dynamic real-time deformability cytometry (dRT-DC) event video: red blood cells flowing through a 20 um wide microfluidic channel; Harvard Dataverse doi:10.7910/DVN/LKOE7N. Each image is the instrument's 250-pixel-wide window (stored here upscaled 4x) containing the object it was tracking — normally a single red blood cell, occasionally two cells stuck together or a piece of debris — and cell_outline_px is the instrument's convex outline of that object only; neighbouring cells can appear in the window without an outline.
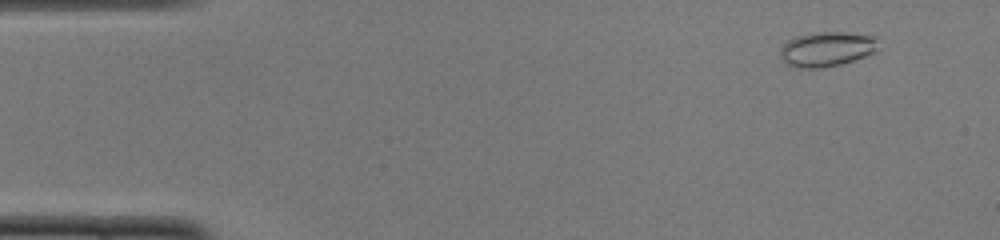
{"species": "common noctule bat (a hibernating species)", "species_latin": "Nyctalus noctula", "temperature_condition": "cold", "stored_images_in_passage": 50, "camera_frame_rate_fps": 3000, "um_per_image_px": 0.085, "animal": {"sex": "female", "body_mass_g": 22.0, "forearm_length_mm": 56.7}, "frame": {"image": 1, "passage_image": 4, "time_ms": 1.0, "image_size_px": [1000, 240], "cell_outline_px": [[876, 52], [840, 64], [820, 68], [796, 68], [784, 64], [780, 60], [780, 48], [788, 40], [796, 36], [812, 32], [844, 32], [876, 36]], "centroid_in_image_um": [70.2, 4.17], "position_along_channel_um": 14.8, "area_um2": 20.0}}
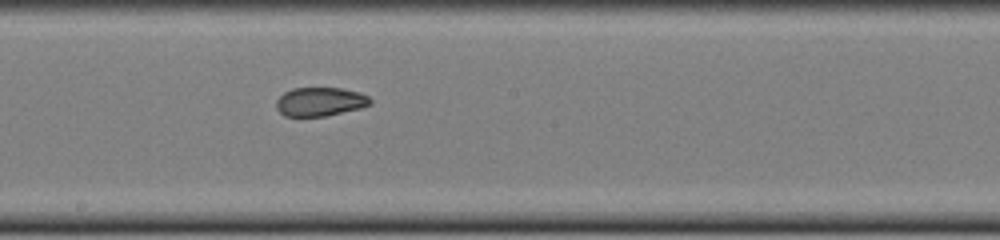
{"frame": {"image": 2, "passage_image": 27, "time_ms": 8.667, "image_size_px": [1000, 240], "cell_outline_px": [[372, 104], [360, 108], [324, 116], [284, 116], [276, 108], [276, 100], [284, 92], [292, 88], [340, 88], [360, 92], [368, 96], [372, 100]], "centroid_in_image_um": [27.21, 8.64], "position_along_channel_um": 221.0, "area_um2": 15.78}}
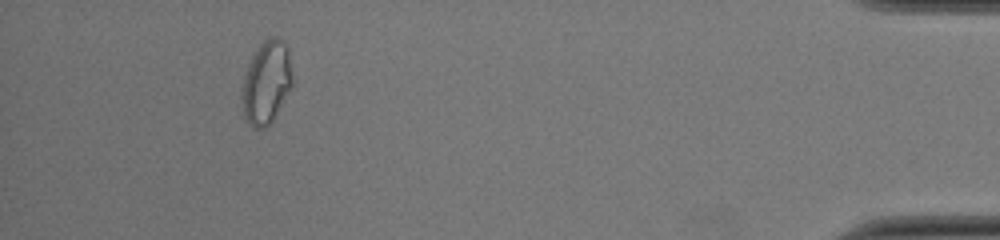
{"frame": {"image": 3, "passage_image": 46, "time_ms": 15.0, "image_size_px": [1000, 240], "cell_outline_px": [[292, 88], [272, 120], [264, 128], [252, 128], [244, 116], [240, 96], [244, 76], [252, 52], [268, 36], [276, 36], [288, 48], [292, 76]], "centroid_in_image_um": [22.62, 6.99], "position_along_channel_um": 412.6, "area_um2": 24.62}, "authors_computed_cell_mechanics": {"area_um2": 18.2937, "velocity_mm_per_s": 4.0015, "shape_relaxation_time_tau1_ms": null, "shape_relaxation_time_tau2_ms": 1.612, "deformation_change_tau1": null, "deformation_change_tau2": 0.0518}}